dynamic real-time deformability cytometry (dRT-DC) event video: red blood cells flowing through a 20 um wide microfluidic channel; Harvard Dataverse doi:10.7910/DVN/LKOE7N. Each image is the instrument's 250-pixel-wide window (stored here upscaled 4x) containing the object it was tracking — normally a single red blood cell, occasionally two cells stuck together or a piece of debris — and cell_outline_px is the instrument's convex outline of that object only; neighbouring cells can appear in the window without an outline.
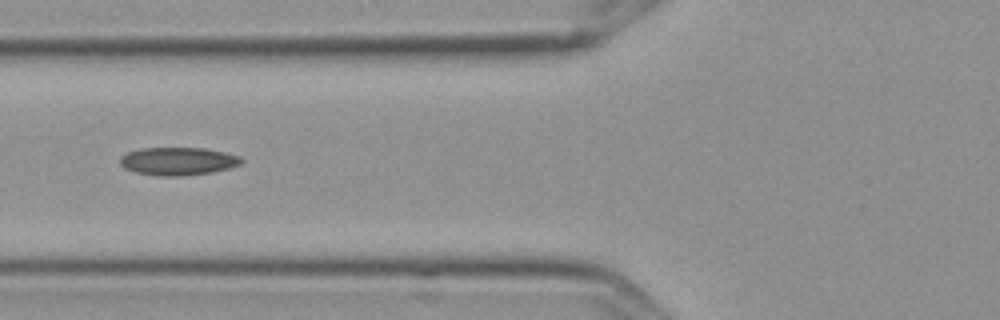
{"species": "Egyptian fruit bat (a non-hibernating species)", "species_latin": "Rousettus aegyptiacus", "temperature_condition": "cold", "stored_images_in_passage": 7, "camera_frame_rate_fps": 3000, "um_per_image_px": 0.085, "frame": {"image": 1, "passage_image": 5, "time_ms": 1.333, "image_size_px": [1000, 320], "cell_outline_px": [[244, 160], [240, 164], [228, 168], [212, 172], [180, 176], [160, 176], [136, 172], [124, 168], [120, 164], [120, 156], [128, 152], [140, 148], [204, 148], [224, 152], [240, 156]], "centroid_in_image_um": [15.12, 13.7], "position_along_channel_um": 110.7, "area_um2": 19.71}}
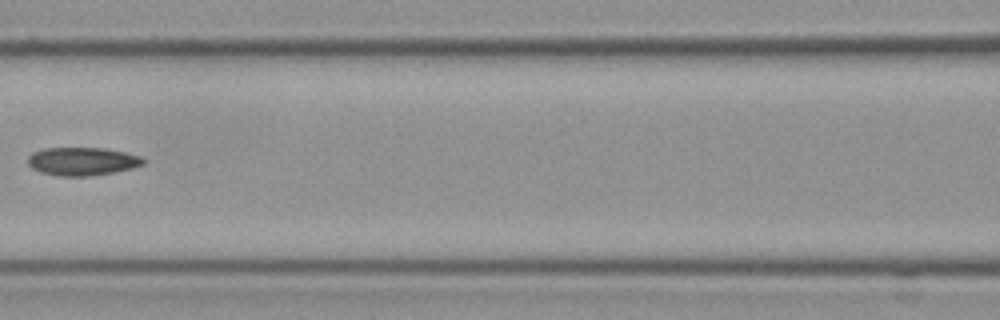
{"frame": {"image": 2, "passage_image": 6, "time_ms": 1.667, "image_size_px": [1000, 320], "cell_outline_px": [[144, 164], [132, 168], [116, 172], [88, 176], [56, 176], [40, 172], [32, 168], [28, 164], [28, 156], [32, 152], [44, 148], [104, 148], [124, 152], [140, 156], [144, 160]], "centroid_in_image_um": [6.97, 13.72], "position_along_channel_um": 159.6, "area_um2": 19.02}}
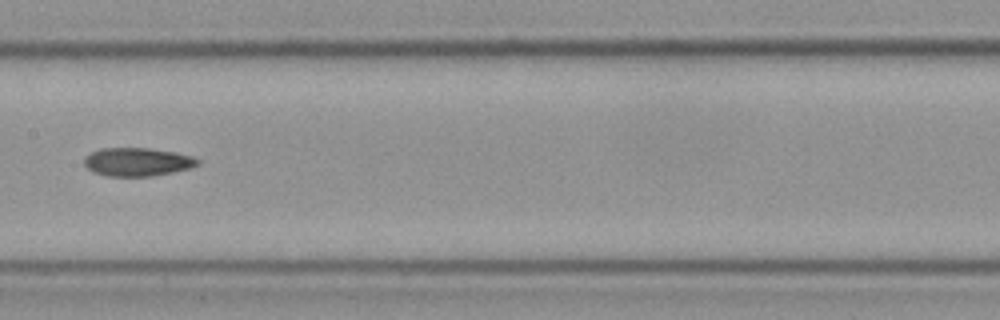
{"frame": {"image": 3, "passage_image": 7, "time_ms": 2.0, "image_size_px": [1000, 320], "cell_outline_px": [[200, 164], [192, 168], [152, 176], [108, 176], [92, 172], [84, 164], [84, 156], [100, 148], [148, 148], [176, 152], [192, 156], [200, 160]], "centroid_in_image_um": [11.69, 13.76], "position_along_channel_um": 195.7, "area_um2": 18.9}}